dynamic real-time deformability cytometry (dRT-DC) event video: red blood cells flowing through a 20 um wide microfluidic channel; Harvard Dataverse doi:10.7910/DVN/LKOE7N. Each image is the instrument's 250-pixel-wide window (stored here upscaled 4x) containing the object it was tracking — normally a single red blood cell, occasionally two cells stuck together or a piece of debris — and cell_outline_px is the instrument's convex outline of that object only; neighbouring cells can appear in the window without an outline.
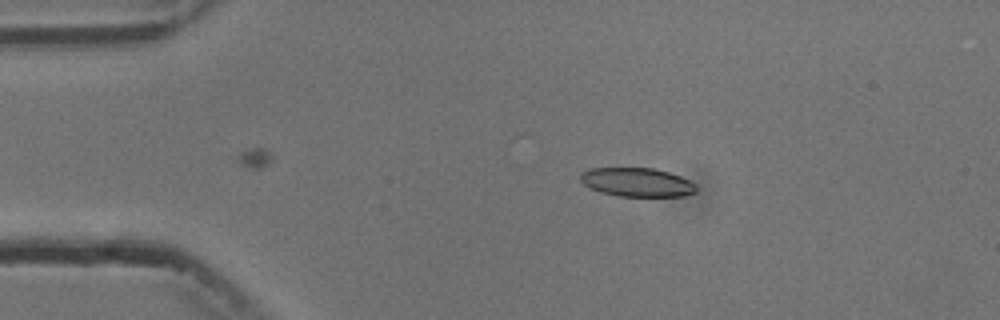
{"species": "common noctule bat (a hibernating species)", "species_latin": "Nyctalus noctula", "temperature_condition": "cold", "stored_images_in_passage": 7, "camera_frame_rate_fps": 3000, "um_per_image_px": 0.085, "animal": {"sex": "male", "body_mass_g": 13.3}, "frame": {"image": 1, "passage_image": 3, "time_ms": 2.333, "image_size_px": [1000, 320], "cell_outline_px": [[696, 192], [684, 196], [616, 196], [600, 192], [584, 184], [580, 180], [580, 172], [588, 168], [652, 168], [668, 172], [680, 176], [696, 184]], "centroid_in_image_um": [54.12, 15.49], "position_along_channel_um": 30.9, "area_um2": 19.48}}
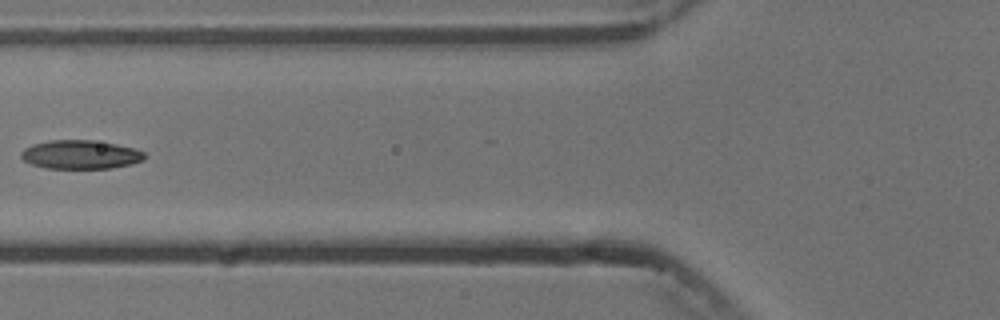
{"frame": {"image": 2, "passage_image": 6, "time_ms": 6.0, "image_size_px": [1000, 320], "cell_outline_px": [[144, 160], [132, 164], [112, 168], [44, 168], [32, 164], [24, 160], [20, 156], [20, 152], [24, 148], [48, 140], [92, 140], [116, 144], [132, 148], [144, 152]], "centroid_in_image_um": [6.83, 13.14], "position_along_channel_um": 119.0, "area_um2": 20.58}}
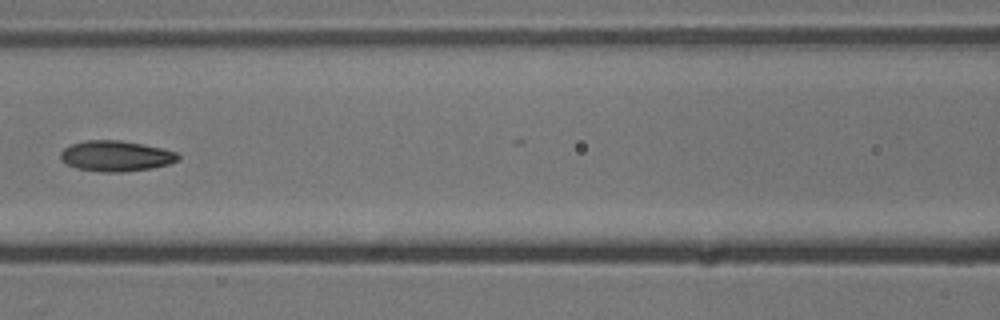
{"frame": {"image": 3, "passage_image": 7, "time_ms": 7.0, "image_size_px": [1000, 320], "cell_outline_px": [[180, 156], [176, 160], [168, 164], [152, 168], [120, 172], [100, 172], [76, 168], [60, 160], [60, 152], [64, 148], [72, 144], [84, 140], [120, 140], [160, 148], [176, 152]], "centroid_in_image_um": [9.8, 13.26], "position_along_channel_um": 156.8, "area_um2": 20.81}}